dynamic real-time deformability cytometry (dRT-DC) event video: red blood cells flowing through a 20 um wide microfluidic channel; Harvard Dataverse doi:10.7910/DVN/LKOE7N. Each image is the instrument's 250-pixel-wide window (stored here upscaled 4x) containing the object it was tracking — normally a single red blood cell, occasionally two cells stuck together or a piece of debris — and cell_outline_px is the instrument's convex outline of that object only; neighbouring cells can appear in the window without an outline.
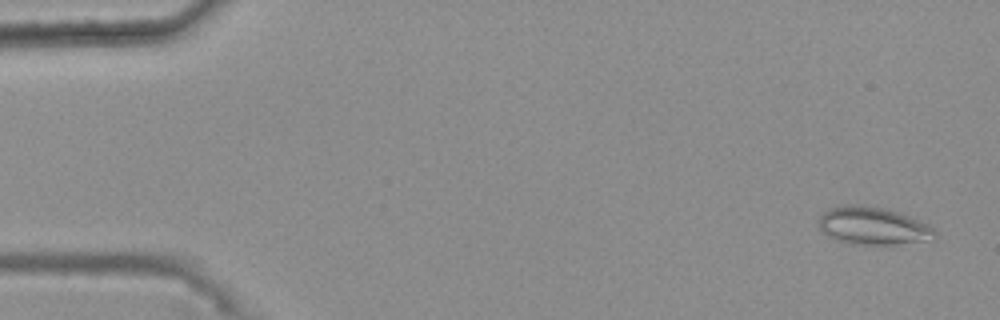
{"species": "common noctule bat (a hibernating species)", "species_latin": "Nyctalus noctula", "temperature_condition": "warm", "stored_images_in_passage": 18, "camera_frame_rate_fps": 3000, "um_per_image_px": 0.085, "animal": {"sex": "female", "body_mass_g": 25.1}, "frame": {"image": 1, "passage_image": 3, "time_ms": 0.667, "image_size_px": [1000, 320], "cell_outline_px": [[936, 236], [932, 240], [896, 244], [848, 244], [836, 240], [820, 232], [816, 224], [820, 216], [828, 208], [848, 204], [860, 204], [900, 212], [928, 224], [936, 228]], "centroid_in_image_um": [74.17, 19.2], "position_along_channel_um": 10.8, "area_um2": 25.95}}